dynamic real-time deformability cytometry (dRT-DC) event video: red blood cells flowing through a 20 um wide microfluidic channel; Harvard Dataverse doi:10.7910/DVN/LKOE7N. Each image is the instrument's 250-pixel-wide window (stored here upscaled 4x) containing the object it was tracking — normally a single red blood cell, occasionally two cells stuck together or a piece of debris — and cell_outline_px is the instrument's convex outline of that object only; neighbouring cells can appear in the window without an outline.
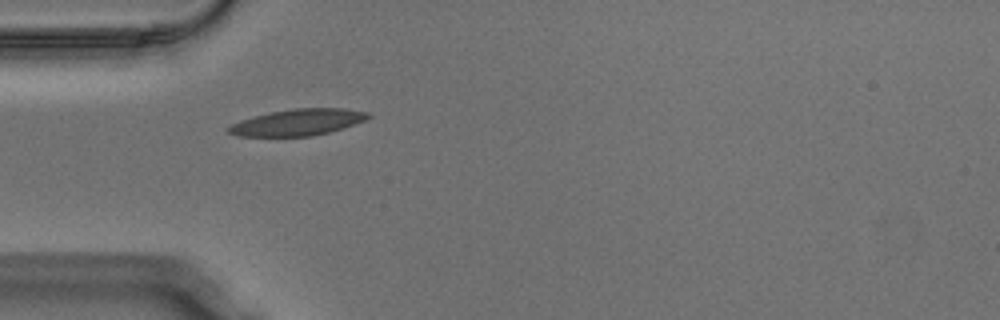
{"species": "Egyptian fruit bat (a non-hibernating species)", "species_latin": "Rousettus aegyptiacus", "temperature_condition": "warm", "stored_images_in_passage": 1, "camera_frame_rate_fps": 3000, "um_per_image_px": 0.085, "animal": {"sex": "male"}, "frame": {"image": 1, "passage_image": 1, "time_ms": 0.0, "image_size_px": [1000, 320], "cell_outline_px": [[372, 116], [364, 120], [328, 132], [312, 136], [236, 136], [228, 132], [224, 128], [240, 120], [252, 116], [268, 112], [292, 108], [344, 108], [368, 112]], "centroid_in_image_um": [25.24, 10.38], "position_along_channel_um": 59.8, "area_um2": 21.5}}